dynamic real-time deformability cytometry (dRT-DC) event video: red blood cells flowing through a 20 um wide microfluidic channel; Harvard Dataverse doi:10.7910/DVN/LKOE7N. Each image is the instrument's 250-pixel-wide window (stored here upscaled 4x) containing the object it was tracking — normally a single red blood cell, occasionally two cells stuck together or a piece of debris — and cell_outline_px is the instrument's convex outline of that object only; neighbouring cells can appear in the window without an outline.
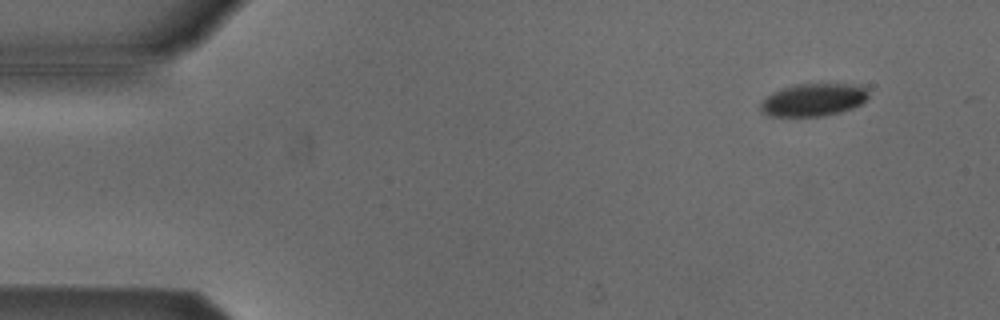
{"species": "Egyptian fruit bat (a non-hibernating species)", "species_latin": "Rousettus aegyptiacus", "temperature_condition": "cold", "stored_images_in_passage": 6, "segment_of_instrument_passage": [2, 2], "camera_frame_rate_fps": 3000, "um_per_image_px": 0.085, "animal": {"sex": "male"}, "frame": {"image": 1, "passage_image": 6, "time_ms": 5.667, "image_size_px": [1000, 320], "cell_outline_px": [[868, 96], [860, 104], [852, 108], [840, 112], [824, 116], [768, 116], [760, 108], [760, 104], [772, 92], [792, 84], [864, 84], [868, 92]], "centroid_in_image_um": [69.16, 8.47], "position_along_channel_um": 15.8, "area_um2": 20.58}}